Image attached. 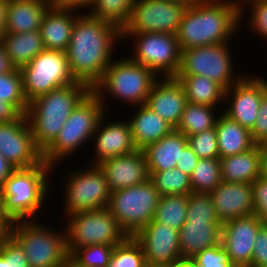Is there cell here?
I'll use <instances>...</instances> for the list:
<instances>
[{
	"label": "cell",
	"instance_id": "cell-41",
	"mask_svg": "<svg viewBox=\"0 0 267 267\" xmlns=\"http://www.w3.org/2000/svg\"><path fill=\"white\" fill-rule=\"evenodd\" d=\"M240 2V22L244 17L246 7L250 10L249 27L253 33L260 36L267 42V1L263 0H239ZM249 6V7H248ZM251 24V25H250Z\"/></svg>",
	"mask_w": 267,
	"mask_h": 267
},
{
	"label": "cell",
	"instance_id": "cell-15",
	"mask_svg": "<svg viewBox=\"0 0 267 267\" xmlns=\"http://www.w3.org/2000/svg\"><path fill=\"white\" fill-rule=\"evenodd\" d=\"M0 153L16 169L43 162V153L35 144L26 114L14 121L0 122Z\"/></svg>",
	"mask_w": 267,
	"mask_h": 267
},
{
	"label": "cell",
	"instance_id": "cell-51",
	"mask_svg": "<svg viewBox=\"0 0 267 267\" xmlns=\"http://www.w3.org/2000/svg\"><path fill=\"white\" fill-rule=\"evenodd\" d=\"M12 221L0 210V245L11 235Z\"/></svg>",
	"mask_w": 267,
	"mask_h": 267
},
{
	"label": "cell",
	"instance_id": "cell-40",
	"mask_svg": "<svg viewBox=\"0 0 267 267\" xmlns=\"http://www.w3.org/2000/svg\"><path fill=\"white\" fill-rule=\"evenodd\" d=\"M115 245L94 244L77 249L71 257L83 267H107Z\"/></svg>",
	"mask_w": 267,
	"mask_h": 267
},
{
	"label": "cell",
	"instance_id": "cell-1",
	"mask_svg": "<svg viewBox=\"0 0 267 267\" xmlns=\"http://www.w3.org/2000/svg\"><path fill=\"white\" fill-rule=\"evenodd\" d=\"M118 42H122V30L118 26L81 12L65 52L75 80L92 89L114 60Z\"/></svg>",
	"mask_w": 267,
	"mask_h": 267
},
{
	"label": "cell",
	"instance_id": "cell-43",
	"mask_svg": "<svg viewBox=\"0 0 267 267\" xmlns=\"http://www.w3.org/2000/svg\"><path fill=\"white\" fill-rule=\"evenodd\" d=\"M0 267H29L25 252L11 235L0 245Z\"/></svg>",
	"mask_w": 267,
	"mask_h": 267
},
{
	"label": "cell",
	"instance_id": "cell-28",
	"mask_svg": "<svg viewBox=\"0 0 267 267\" xmlns=\"http://www.w3.org/2000/svg\"><path fill=\"white\" fill-rule=\"evenodd\" d=\"M187 144V137L174 129L170 134L146 146L142 151L146 158L148 171L176 168L181 152Z\"/></svg>",
	"mask_w": 267,
	"mask_h": 267
},
{
	"label": "cell",
	"instance_id": "cell-35",
	"mask_svg": "<svg viewBox=\"0 0 267 267\" xmlns=\"http://www.w3.org/2000/svg\"><path fill=\"white\" fill-rule=\"evenodd\" d=\"M136 0H95L87 14L118 26L121 30L130 19Z\"/></svg>",
	"mask_w": 267,
	"mask_h": 267
},
{
	"label": "cell",
	"instance_id": "cell-58",
	"mask_svg": "<svg viewBox=\"0 0 267 267\" xmlns=\"http://www.w3.org/2000/svg\"><path fill=\"white\" fill-rule=\"evenodd\" d=\"M168 1L181 3V4H184L185 6L188 7V6H192V5L196 4L200 0H168Z\"/></svg>",
	"mask_w": 267,
	"mask_h": 267
},
{
	"label": "cell",
	"instance_id": "cell-50",
	"mask_svg": "<svg viewBox=\"0 0 267 267\" xmlns=\"http://www.w3.org/2000/svg\"><path fill=\"white\" fill-rule=\"evenodd\" d=\"M20 115L10 103L0 100V122L14 121Z\"/></svg>",
	"mask_w": 267,
	"mask_h": 267
},
{
	"label": "cell",
	"instance_id": "cell-8",
	"mask_svg": "<svg viewBox=\"0 0 267 267\" xmlns=\"http://www.w3.org/2000/svg\"><path fill=\"white\" fill-rule=\"evenodd\" d=\"M66 221L63 228L69 256L87 245H118L129 237L107 208L73 213Z\"/></svg>",
	"mask_w": 267,
	"mask_h": 267
},
{
	"label": "cell",
	"instance_id": "cell-25",
	"mask_svg": "<svg viewBox=\"0 0 267 267\" xmlns=\"http://www.w3.org/2000/svg\"><path fill=\"white\" fill-rule=\"evenodd\" d=\"M222 224L185 222L179 230L182 259H191L207 248L221 244Z\"/></svg>",
	"mask_w": 267,
	"mask_h": 267
},
{
	"label": "cell",
	"instance_id": "cell-18",
	"mask_svg": "<svg viewBox=\"0 0 267 267\" xmlns=\"http://www.w3.org/2000/svg\"><path fill=\"white\" fill-rule=\"evenodd\" d=\"M263 224L255 214L222 224L221 244L235 267H250L254 242Z\"/></svg>",
	"mask_w": 267,
	"mask_h": 267
},
{
	"label": "cell",
	"instance_id": "cell-11",
	"mask_svg": "<svg viewBox=\"0 0 267 267\" xmlns=\"http://www.w3.org/2000/svg\"><path fill=\"white\" fill-rule=\"evenodd\" d=\"M134 37V38H133ZM133 38L132 55L128 57L150 70L159 78L175 77L181 64V49L175 34L122 33V39Z\"/></svg>",
	"mask_w": 267,
	"mask_h": 267
},
{
	"label": "cell",
	"instance_id": "cell-23",
	"mask_svg": "<svg viewBox=\"0 0 267 267\" xmlns=\"http://www.w3.org/2000/svg\"><path fill=\"white\" fill-rule=\"evenodd\" d=\"M77 12L54 4L47 10L39 28L45 49L66 52L75 20L80 15Z\"/></svg>",
	"mask_w": 267,
	"mask_h": 267
},
{
	"label": "cell",
	"instance_id": "cell-39",
	"mask_svg": "<svg viewBox=\"0 0 267 267\" xmlns=\"http://www.w3.org/2000/svg\"><path fill=\"white\" fill-rule=\"evenodd\" d=\"M186 222H213L221 224L210 193L188 194Z\"/></svg>",
	"mask_w": 267,
	"mask_h": 267
},
{
	"label": "cell",
	"instance_id": "cell-2",
	"mask_svg": "<svg viewBox=\"0 0 267 267\" xmlns=\"http://www.w3.org/2000/svg\"><path fill=\"white\" fill-rule=\"evenodd\" d=\"M241 24L239 0H200L186 8L176 37L181 51L231 42Z\"/></svg>",
	"mask_w": 267,
	"mask_h": 267
},
{
	"label": "cell",
	"instance_id": "cell-4",
	"mask_svg": "<svg viewBox=\"0 0 267 267\" xmlns=\"http://www.w3.org/2000/svg\"><path fill=\"white\" fill-rule=\"evenodd\" d=\"M52 170L53 167L43 161L29 168L15 169L5 180L2 210L12 222L35 220L36 215L40 214L50 193L49 175L53 174Z\"/></svg>",
	"mask_w": 267,
	"mask_h": 267
},
{
	"label": "cell",
	"instance_id": "cell-22",
	"mask_svg": "<svg viewBox=\"0 0 267 267\" xmlns=\"http://www.w3.org/2000/svg\"><path fill=\"white\" fill-rule=\"evenodd\" d=\"M210 194L221 224L254 214L251 183L222 181Z\"/></svg>",
	"mask_w": 267,
	"mask_h": 267
},
{
	"label": "cell",
	"instance_id": "cell-16",
	"mask_svg": "<svg viewBox=\"0 0 267 267\" xmlns=\"http://www.w3.org/2000/svg\"><path fill=\"white\" fill-rule=\"evenodd\" d=\"M266 91V78L256 74L253 76L246 74L240 81L226 90L224 104L228 105L225 110L224 108L221 110L230 119L251 132L256 122L262 96Z\"/></svg>",
	"mask_w": 267,
	"mask_h": 267
},
{
	"label": "cell",
	"instance_id": "cell-42",
	"mask_svg": "<svg viewBox=\"0 0 267 267\" xmlns=\"http://www.w3.org/2000/svg\"><path fill=\"white\" fill-rule=\"evenodd\" d=\"M188 145L199 159L219 158L216 128L187 137Z\"/></svg>",
	"mask_w": 267,
	"mask_h": 267
},
{
	"label": "cell",
	"instance_id": "cell-54",
	"mask_svg": "<svg viewBox=\"0 0 267 267\" xmlns=\"http://www.w3.org/2000/svg\"><path fill=\"white\" fill-rule=\"evenodd\" d=\"M7 0H0V37L4 33Z\"/></svg>",
	"mask_w": 267,
	"mask_h": 267
},
{
	"label": "cell",
	"instance_id": "cell-24",
	"mask_svg": "<svg viewBox=\"0 0 267 267\" xmlns=\"http://www.w3.org/2000/svg\"><path fill=\"white\" fill-rule=\"evenodd\" d=\"M52 0H7L4 33H25L39 30Z\"/></svg>",
	"mask_w": 267,
	"mask_h": 267
},
{
	"label": "cell",
	"instance_id": "cell-49",
	"mask_svg": "<svg viewBox=\"0 0 267 267\" xmlns=\"http://www.w3.org/2000/svg\"><path fill=\"white\" fill-rule=\"evenodd\" d=\"M95 0H55V6L65 9H73L83 11L82 9H90Z\"/></svg>",
	"mask_w": 267,
	"mask_h": 267
},
{
	"label": "cell",
	"instance_id": "cell-36",
	"mask_svg": "<svg viewBox=\"0 0 267 267\" xmlns=\"http://www.w3.org/2000/svg\"><path fill=\"white\" fill-rule=\"evenodd\" d=\"M150 180L162 195H186L192 192L190 176L177 168L164 171H149Z\"/></svg>",
	"mask_w": 267,
	"mask_h": 267
},
{
	"label": "cell",
	"instance_id": "cell-33",
	"mask_svg": "<svg viewBox=\"0 0 267 267\" xmlns=\"http://www.w3.org/2000/svg\"><path fill=\"white\" fill-rule=\"evenodd\" d=\"M188 194L160 196L154 221L179 231L186 222Z\"/></svg>",
	"mask_w": 267,
	"mask_h": 267
},
{
	"label": "cell",
	"instance_id": "cell-46",
	"mask_svg": "<svg viewBox=\"0 0 267 267\" xmlns=\"http://www.w3.org/2000/svg\"><path fill=\"white\" fill-rule=\"evenodd\" d=\"M250 267H267V223L258 230Z\"/></svg>",
	"mask_w": 267,
	"mask_h": 267
},
{
	"label": "cell",
	"instance_id": "cell-29",
	"mask_svg": "<svg viewBox=\"0 0 267 267\" xmlns=\"http://www.w3.org/2000/svg\"><path fill=\"white\" fill-rule=\"evenodd\" d=\"M219 158L233 156L251 149L256 143L251 132L238 122L233 121L222 111L216 121Z\"/></svg>",
	"mask_w": 267,
	"mask_h": 267
},
{
	"label": "cell",
	"instance_id": "cell-13",
	"mask_svg": "<svg viewBox=\"0 0 267 267\" xmlns=\"http://www.w3.org/2000/svg\"><path fill=\"white\" fill-rule=\"evenodd\" d=\"M89 167V168H88ZM75 169L64 177V218L73 213L107 208L111 196L106 175L99 165Z\"/></svg>",
	"mask_w": 267,
	"mask_h": 267
},
{
	"label": "cell",
	"instance_id": "cell-17",
	"mask_svg": "<svg viewBox=\"0 0 267 267\" xmlns=\"http://www.w3.org/2000/svg\"><path fill=\"white\" fill-rule=\"evenodd\" d=\"M141 246L147 264L170 267L181 260L179 231L152 220L132 236Z\"/></svg>",
	"mask_w": 267,
	"mask_h": 267
},
{
	"label": "cell",
	"instance_id": "cell-3",
	"mask_svg": "<svg viewBox=\"0 0 267 267\" xmlns=\"http://www.w3.org/2000/svg\"><path fill=\"white\" fill-rule=\"evenodd\" d=\"M91 89L82 82L51 90L29 102L26 117L43 152L57 137L75 106Z\"/></svg>",
	"mask_w": 267,
	"mask_h": 267
},
{
	"label": "cell",
	"instance_id": "cell-53",
	"mask_svg": "<svg viewBox=\"0 0 267 267\" xmlns=\"http://www.w3.org/2000/svg\"><path fill=\"white\" fill-rule=\"evenodd\" d=\"M15 67L12 65L10 58L6 54L4 47L0 41V74L13 71Z\"/></svg>",
	"mask_w": 267,
	"mask_h": 267
},
{
	"label": "cell",
	"instance_id": "cell-6",
	"mask_svg": "<svg viewBox=\"0 0 267 267\" xmlns=\"http://www.w3.org/2000/svg\"><path fill=\"white\" fill-rule=\"evenodd\" d=\"M158 79L149 68L123 56L122 59L110 63L100 81L91 90L101 100L107 112L105 103L108 96L132 107L145 105L152 86Z\"/></svg>",
	"mask_w": 267,
	"mask_h": 267
},
{
	"label": "cell",
	"instance_id": "cell-12",
	"mask_svg": "<svg viewBox=\"0 0 267 267\" xmlns=\"http://www.w3.org/2000/svg\"><path fill=\"white\" fill-rule=\"evenodd\" d=\"M230 42L188 48L181 51V64L177 75H201L207 77L226 90L245 75L235 73ZM231 54V55H230ZM234 71V72H233Z\"/></svg>",
	"mask_w": 267,
	"mask_h": 267
},
{
	"label": "cell",
	"instance_id": "cell-7",
	"mask_svg": "<svg viewBox=\"0 0 267 267\" xmlns=\"http://www.w3.org/2000/svg\"><path fill=\"white\" fill-rule=\"evenodd\" d=\"M36 221H14L11 236L25 252L29 267H62L69 257L65 229H51Z\"/></svg>",
	"mask_w": 267,
	"mask_h": 267
},
{
	"label": "cell",
	"instance_id": "cell-32",
	"mask_svg": "<svg viewBox=\"0 0 267 267\" xmlns=\"http://www.w3.org/2000/svg\"><path fill=\"white\" fill-rule=\"evenodd\" d=\"M217 108L187 102L175 130L189 137L215 127L219 116ZM216 110L217 113L215 112Z\"/></svg>",
	"mask_w": 267,
	"mask_h": 267
},
{
	"label": "cell",
	"instance_id": "cell-59",
	"mask_svg": "<svg viewBox=\"0 0 267 267\" xmlns=\"http://www.w3.org/2000/svg\"><path fill=\"white\" fill-rule=\"evenodd\" d=\"M3 199H4L3 188H2V186H0V210H2V208H3Z\"/></svg>",
	"mask_w": 267,
	"mask_h": 267
},
{
	"label": "cell",
	"instance_id": "cell-48",
	"mask_svg": "<svg viewBox=\"0 0 267 267\" xmlns=\"http://www.w3.org/2000/svg\"><path fill=\"white\" fill-rule=\"evenodd\" d=\"M199 158L193 152L191 147L187 144L181 152L179 162L176 164V168L182 171L184 174L190 176L197 165Z\"/></svg>",
	"mask_w": 267,
	"mask_h": 267
},
{
	"label": "cell",
	"instance_id": "cell-21",
	"mask_svg": "<svg viewBox=\"0 0 267 267\" xmlns=\"http://www.w3.org/2000/svg\"><path fill=\"white\" fill-rule=\"evenodd\" d=\"M187 102L185 91L177 79L163 77L152 86L145 105L176 128Z\"/></svg>",
	"mask_w": 267,
	"mask_h": 267
},
{
	"label": "cell",
	"instance_id": "cell-14",
	"mask_svg": "<svg viewBox=\"0 0 267 267\" xmlns=\"http://www.w3.org/2000/svg\"><path fill=\"white\" fill-rule=\"evenodd\" d=\"M187 6L168 0H136L122 33L177 34Z\"/></svg>",
	"mask_w": 267,
	"mask_h": 267
},
{
	"label": "cell",
	"instance_id": "cell-57",
	"mask_svg": "<svg viewBox=\"0 0 267 267\" xmlns=\"http://www.w3.org/2000/svg\"><path fill=\"white\" fill-rule=\"evenodd\" d=\"M62 267H83L78 262H76L71 256H69L63 263Z\"/></svg>",
	"mask_w": 267,
	"mask_h": 267
},
{
	"label": "cell",
	"instance_id": "cell-38",
	"mask_svg": "<svg viewBox=\"0 0 267 267\" xmlns=\"http://www.w3.org/2000/svg\"><path fill=\"white\" fill-rule=\"evenodd\" d=\"M146 265L141 246L129 236L121 244L115 245L107 267H146Z\"/></svg>",
	"mask_w": 267,
	"mask_h": 267
},
{
	"label": "cell",
	"instance_id": "cell-26",
	"mask_svg": "<svg viewBox=\"0 0 267 267\" xmlns=\"http://www.w3.org/2000/svg\"><path fill=\"white\" fill-rule=\"evenodd\" d=\"M135 110L133 117L126 120L129 121L133 142L138 150H143L175 129L147 105L135 106Z\"/></svg>",
	"mask_w": 267,
	"mask_h": 267
},
{
	"label": "cell",
	"instance_id": "cell-45",
	"mask_svg": "<svg viewBox=\"0 0 267 267\" xmlns=\"http://www.w3.org/2000/svg\"><path fill=\"white\" fill-rule=\"evenodd\" d=\"M251 186L254 214L263 223H267V181L259 177L251 183Z\"/></svg>",
	"mask_w": 267,
	"mask_h": 267
},
{
	"label": "cell",
	"instance_id": "cell-44",
	"mask_svg": "<svg viewBox=\"0 0 267 267\" xmlns=\"http://www.w3.org/2000/svg\"><path fill=\"white\" fill-rule=\"evenodd\" d=\"M190 260L195 267H235L222 244L204 249Z\"/></svg>",
	"mask_w": 267,
	"mask_h": 267
},
{
	"label": "cell",
	"instance_id": "cell-61",
	"mask_svg": "<svg viewBox=\"0 0 267 267\" xmlns=\"http://www.w3.org/2000/svg\"><path fill=\"white\" fill-rule=\"evenodd\" d=\"M263 147H267V141L263 144Z\"/></svg>",
	"mask_w": 267,
	"mask_h": 267
},
{
	"label": "cell",
	"instance_id": "cell-31",
	"mask_svg": "<svg viewBox=\"0 0 267 267\" xmlns=\"http://www.w3.org/2000/svg\"><path fill=\"white\" fill-rule=\"evenodd\" d=\"M175 78L183 87L188 102L212 107L225 103L226 89L217 82L201 75H176Z\"/></svg>",
	"mask_w": 267,
	"mask_h": 267
},
{
	"label": "cell",
	"instance_id": "cell-30",
	"mask_svg": "<svg viewBox=\"0 0 267 267\" xmlns=\"http://www.w3.org/2000/svg\"><path fill=\"white\" fill-rule=\"evenodd\" d=\"M0 41L12 65L20 69L33 60L44 48L39 30L25 33H3Z\"/></svg>",
	"mask_w": 267,
	"mask_h": 267
},
{
	"label": "cell",
	"instance_id": "cell-19",
	"mask_svg": "<svg viewBox=\"0 0 267 267\" xmlns=\"http://www.w3.org/2000/svg\"><path fill=\"white\" fill-rule=\"evenodd\" d=\"M106 114L100 120L92 137L95 150L91 165H99L105 160L131 153L137 148L133 142L129 121H106ZM94 138V139H93Z\"/></svg>",
	"mask_w": 267,
	"mask_h": 267
},
{
	"label": "cell",
	"instance_id": "cell-10",
	"mask_svg": "<svg viewBox=\"0 0 267 267\" xmlns=\"http://www.w3.org/2000/svg\"><path fill=\"white\" fill-rule=\"evenodd\" d=\"M19 70L28 103L51 90L77 83L66 53L59 50L44 49Z\"/></svg>",
	"mask_w": 267,
	"mask_h": 267
},
{
	"label": "cell",
	"instance_id": "cell-60",
	"mask_svg": "<svg viewBox=\"0 0 267 267\" xmlns=\"http://www.w3.org/2000/svg\"><path fill=\"white\" fill-rule=\"evenodd\" d=\"M146 267H167V266H153L151 264H147Z\"/></svg>",
	"mask_w": 267,
	"mask_h": 267
},
{
	"label": "cell",
	"instance_id": "cell-47",
	"mask_svg": "<svg viewBox=\"0 0 267 267\" xmlns=\"http://www.w3.org/2000/svg\"><path fill=\"white\" fill-rule=\"evenodd\" d=\"M251 138L256 144L263 145L267 141V91L262 96Z\"/></svg>",
	"mask_w": 267,
	"mask_h": 267
},
{
	"label": "cell",
	"instance_id": "cell-37",
	"mask_svg": "<svg viewBox=\"0 0 267 267\" xmlns=\"http://www.w3.org/2000/svg\"><path fill=\"white\" fill-rule=\"evenodd\" d=\"M0 100L10 103L20 114H26L29 103L23 91L19 69L0 74Z\"/></svg>",
	"mask_w": 267,
	"mask_h": 267
},
{
	"label": "cell",
	"instance_id": "cell-20",
	"mask_svg": "<svg viewBox=\"0 0 267 267\" xmlns=\"http://www.w3.org/2000/svg\"><path fill=\"white\" fill-rule=\"evenodd\" d=\"M106 175L110 190L116 191L140 185L150 179L148 165L142 150L119 155L99 164Z\"/></svg>",
	"mask_w": 267,
	"mask_h": 267
},
{
	"label": "cell",
	"instance_id": "cell-56",
	"mask_svg": "<svg viewBox=\"0 0 267 267\" xmlns=\"http://www.w3.org/2000/svg\"><path fill=\"white\" fill-rule=\"evenodd\" d=\"M170 267H195L190 259H181L174 262Z\"/></svg>",
	"mask_w": 267,
	"mask_h": 267
},
{
	"label": "cell",
	"instance_id": "cell-55",
	"mask_svg": "<svg viewBox=\"0 0 267 267\" xmlns=\"http://www.w3.org/2000/svg\"><path fill=\"white\" fill-rule=\"evenodd\" d=\"M260 177L267 181V147H263L261 157Z\"/></svg>",
	"mask_w": 267,
	"mask_h": 267
},
{
	"label": "cell",
	"instance_id": "cell-27",
	"mask_svg": "<svg viewBox=\"0 0 267 267\" xmlns=\"http://www.w3.org/2000/svg\"><path fill=\"white\" fill-rule=\"evenodd\" d=\"M263 145L255 144L248 151L219 158L222 181L231 183H252L260 177Z\"/></svg>",
	"mask_w": 267,
	"mask_h": 267
},
{
	"label": "cell",
	"instance_id": "cell-5",
	"mask_svg": "<svg viewBox=\"0 0 267 267\" xmlns=\"http://www.w3.org/2000/svg\"><path fill=\"white\" fill-rule=\"evenodd\" d=\"M105 114L107 112L101 100L90 90L75 106L56 139L42 152L43 161L54 169L64 159L72 157L73 153L92 139Z\"/></svg>",
	"mask_w": 267,
	"mask_h": 267
},
{
	"label": "cell",
	"instance_id": "cell-52",
	"mask_svg": "<svg viewBox=\"0 0 267 267\" xmlns=\"http://www.w3.org/2000/svg\"><path fill=\"white\" fill-rule=\"evenodd\" d=\"M15 169L16 168L0 153V186H3L5 180L11 176Z\"/></svg>",
	"mask_w": 267,
	"mask_h": 267
},
{
	"label": "cell",
	"instance_id": "cell-34",
	"mask_svg": "<svg viewBox=\"0 0 267 267\" xmlns=\"http://www.w3.org/2000/svg\"><path fill=\"white\" fill-rule=\"evenodd\" d=\"M190 182L192 192L211 193L222 182L219 158L199 159Z\"/></svg>",
	"mask_w": 267,
	"mask_h": 267
},
{
	"label": "cell",
	"instance_id": "cell-9",
	"mask_svg": "<svg viewBox=\"0 0 267 267\" xmlns=\"http://www.w3.org/2000/svg\"><path fill=\"white\" fill-rule=\"evenodd\" d=\"M160 196L149 179L143 184L111 192L107 209L132 237L154 219Z\"/></svg>",
	"mask_w": 267,
	"mask_h": 267
}]
</instances>
